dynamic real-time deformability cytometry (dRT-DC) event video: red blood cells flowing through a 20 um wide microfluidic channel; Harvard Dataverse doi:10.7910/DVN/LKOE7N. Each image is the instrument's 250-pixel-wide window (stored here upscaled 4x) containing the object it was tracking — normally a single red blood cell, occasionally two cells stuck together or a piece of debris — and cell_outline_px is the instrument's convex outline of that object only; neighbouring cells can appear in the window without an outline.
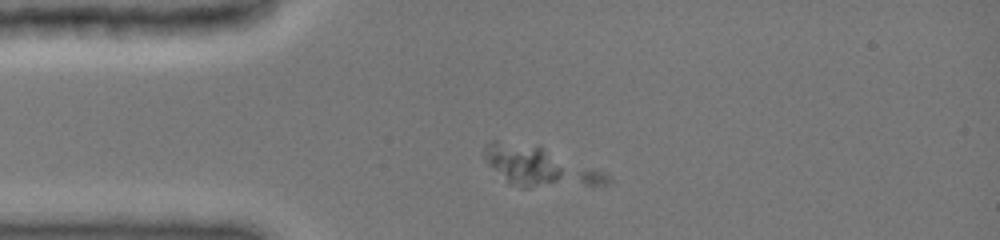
{"species": "common noctule bat (a hibernating species)", "species_latin": "Nyctalus noctula", "temperature_condition": "cold", "stored_images_in_passage": 35, "camera_frame_rate_fps": 3000, "um_per_image_px": 0.085, "animal": {"sex": "female", "body_mass_g": 19.0, "forearm_length_mm": 51.5}, "frame": {"image": 1, "passage_image": 1, "time_ms": 0.0, "image_size_px": [1000, 240], "cell_outline_px": [[612, 180], [608, 184], [528, 188], [520, 188], [508, 184], [488, 164], [484, 156], [484, 144], [488, 140], [496, 140], [540, 144], [604, 172]], "centroid_in_image_um": [45.81, 14.13], "position_along_channel_um": 39.2, "area_um2": 28.96}}
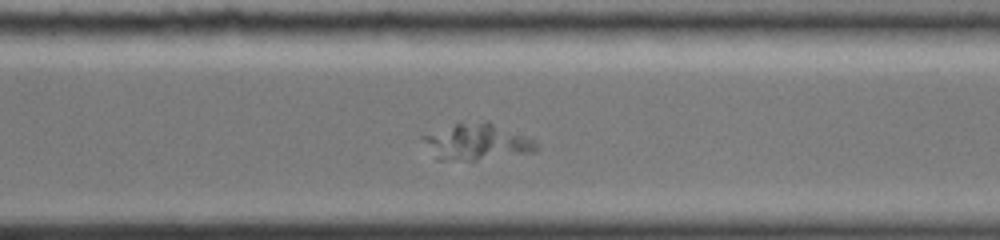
{"frame": {"image": 2, "passage_image": 25, "time_ms": 8.0, "image_size_px": [1000, 240], "cell_outline_px": [[540, 148], [532, 152], [476, 160], [436, 160], [420, 136], [456, 124], [484, 120], [488, 120], [532, 140]], "centroid_in_image_um": [40.5, 12.06], "position_along_channel_um": 330.1, "area_um2": 23.52}}
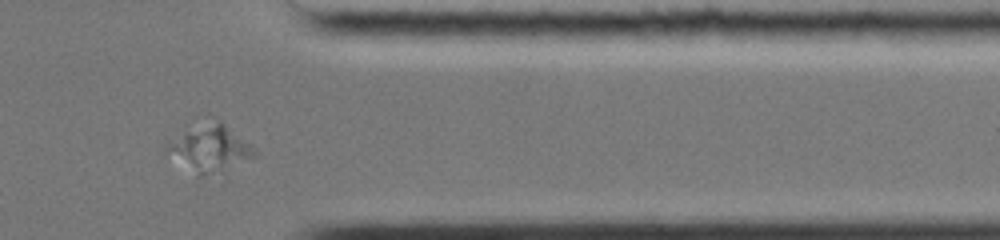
{"frame": {"image": 3, "passage_image": 30, "time_ms": 9.667, "image_size_px": [1000, 240], "cell_outline_px": [[256, 156], [200, 176], [196, 176], [164, 152], [164, 148], [168, 144], [184, 132], [216, 120], [220, 120], [252, 144], [256, 148]], "centroid_in_image_um": [17.83, 12.61], "position_along_channel_um": 393.6, "area_um2": 22.66}}